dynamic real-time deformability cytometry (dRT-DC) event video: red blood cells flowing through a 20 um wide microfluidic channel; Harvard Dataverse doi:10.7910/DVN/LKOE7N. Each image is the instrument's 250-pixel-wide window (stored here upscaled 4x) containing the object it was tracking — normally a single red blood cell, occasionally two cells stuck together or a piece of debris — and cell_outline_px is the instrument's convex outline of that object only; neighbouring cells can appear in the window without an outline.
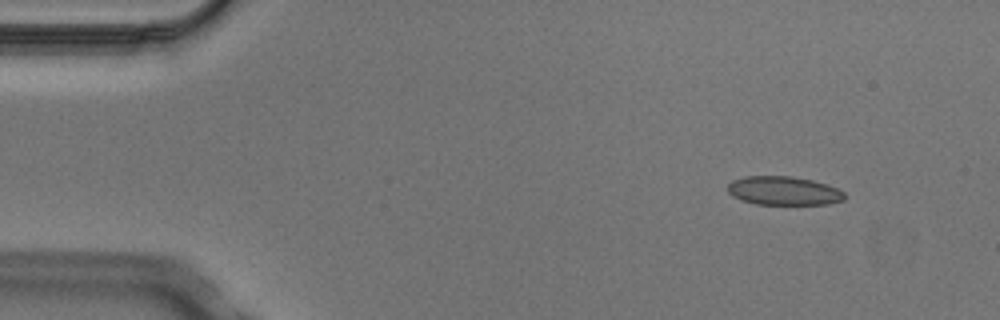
{"species": "Egyptian fruit bat (a non-hibernating species)", "species_latin": "Rousettus aegyptiacus", "temperature_condition": "cold", "stored_images_in_passage": 4, "segment_of_instrument_passage": [2, 2], "camera_frame_rate_fps": 3000, "um_per_image_px": 0.085, "animal": {"sex": "male"}, "frame": {"image": 1, "passage_image": 4, "time_ms": 1.0, "image_size_px": [1000, 320], "cell_outline_px": [[844, 200], [828, 204], [756, 204], [740, 200], [732, 196], [728, 192], [728, 184], [732, 180], [744, 176], [792, 176], [812, 180], [836, 188], [844, 192]], "centroid_in_image_um": [66.57, 16.21], "position_along_channel_um": 18.4, "area_um2": 19.54}}